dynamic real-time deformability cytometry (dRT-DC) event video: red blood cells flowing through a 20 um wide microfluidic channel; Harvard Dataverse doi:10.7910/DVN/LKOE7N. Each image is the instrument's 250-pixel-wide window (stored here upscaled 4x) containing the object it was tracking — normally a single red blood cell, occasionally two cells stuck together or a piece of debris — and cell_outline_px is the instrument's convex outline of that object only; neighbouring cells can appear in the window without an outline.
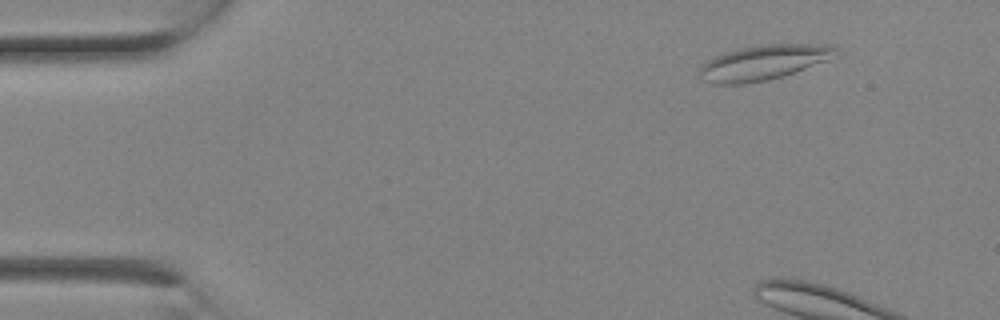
{"species": "Egyptian fruit bat (a non-hibernating species)", "species_latin": "Rousettus aegyptiacus", "temperature_condition": "room temperature", "stored_images_in_passage": 2, "camera_frame_rate_fps": 3000, "um_per_image_px": 0.085, "animal": {"sex": "female"}, "frame": {"image": 1, "passage_image": 1, "time_ms": 0.0, "image_size_px": [1000, 320], "cell_outline_px": [[840, 48], [828, 60], [784, 76], [768, 80], [744, 84], [712, 84], [700, 80], [696, 76], [696, 72], [708, 60], [716, 56], [740, 48], [760, 44], [832, 44]], "centroid_in_image_um": [64.87, 5.32], "position_along_channel_um": 20.1, "area_um2": 28.03}}